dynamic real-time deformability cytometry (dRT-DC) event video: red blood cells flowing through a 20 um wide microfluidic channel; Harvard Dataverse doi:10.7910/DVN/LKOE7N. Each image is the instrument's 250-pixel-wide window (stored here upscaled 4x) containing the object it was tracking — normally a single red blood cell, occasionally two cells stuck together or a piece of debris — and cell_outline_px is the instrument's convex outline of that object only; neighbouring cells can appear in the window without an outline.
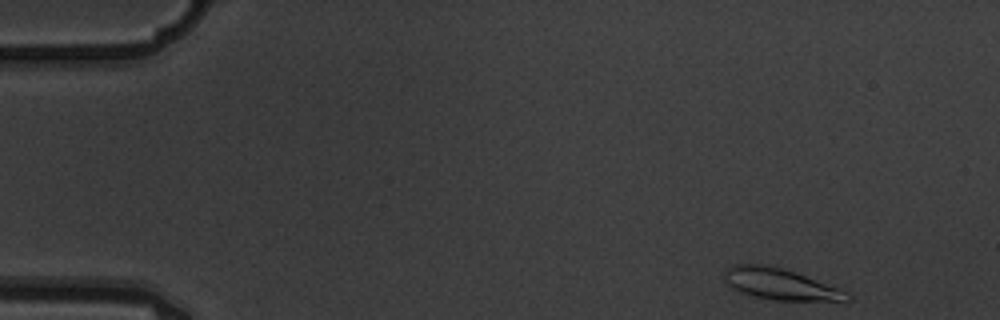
{"species": "common noctule bat (a hibernating species)", "species_latin": "Nyctalus noctula", "temperature_condition": "warm", "stored_images_in_passage": 14, "camera_frame_rate_fps": 3000, "um_per_image_px": 0.085, "animal": {"sex": "male", "body_mass_g": 19.5, "forearm_length_mm": 54.6}, "frame": {"image": 1, "passage_image": 1, "time_ms": 0.0, "image_size_px": [1000, 320], "cell_outline_px": [[852, 300], [848, 304], [776, 300], [756, 296], [740, 292], [732, 288], [728, 284], [724, 276], [724, 272], [732, 264], [760, 264], [784, 268], [796, 272], [840, 288], [848, 292]], "centroid_in_image_um": [66.51, 24.2], "position_along_channel_um": 18.5, "area_um2": 23.24}}
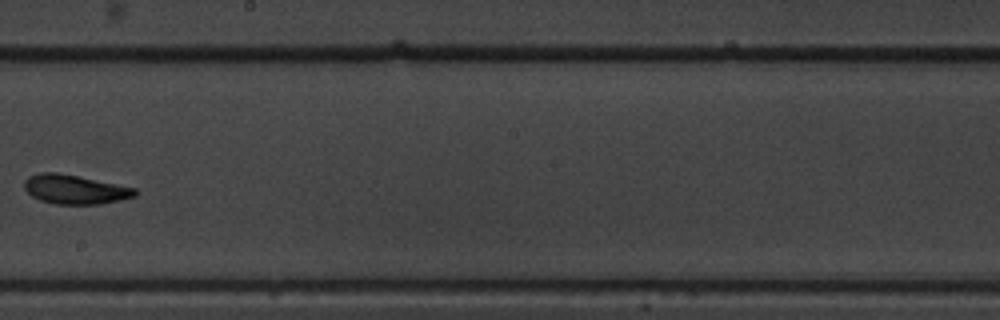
{"frame": {"image": 2, "passage_image": 8, "time_ms": 2.333, "image_size_px": [1000, 320], "cell_outline_px": [[140, 192], [136, 196], [120, 200], [100, 204], [56, 204], [40, 200], [32, 196], [24, 188], [24, 180], [28, 176], [40, 172], [56, 172], [136, 188]], "centroid_in_image_um": [6.37, 16.1], "position_along_channel_um": 241.8, "area_um2": 18.79}}
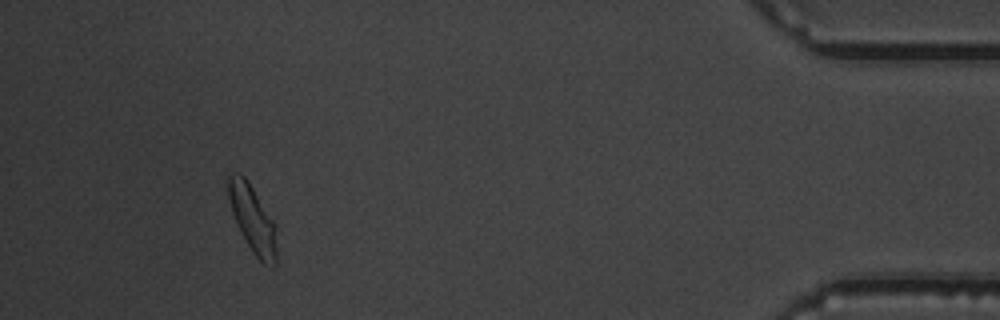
{"frame": {"image": 3, "passage_image": 13, "time_ms": 4.0, "image_size_px": [1000, 320], "cell_outline_px": [[276, 264], [272, 268], [264, 264], [252, 252], [240, 232], [232, 212], [228, 196], [228, 176], [232, 172], [240, 172], [248, 180], [276, 224]], "centroid_in_image_um": [21.48, 18.61], "position_along_channel_um": 413.7, "area_um2": 19.13}}